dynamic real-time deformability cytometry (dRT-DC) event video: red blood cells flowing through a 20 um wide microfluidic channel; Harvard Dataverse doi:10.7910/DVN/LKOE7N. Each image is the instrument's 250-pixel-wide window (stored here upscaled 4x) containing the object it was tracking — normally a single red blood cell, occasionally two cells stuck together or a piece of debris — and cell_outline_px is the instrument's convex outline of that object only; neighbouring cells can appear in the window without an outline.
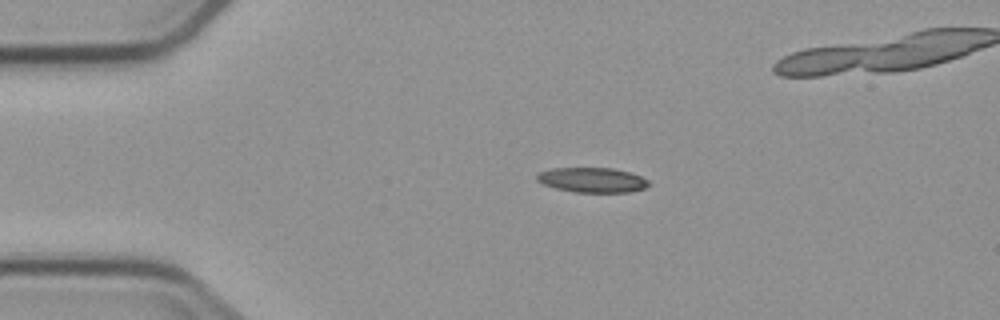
{"species": "common noctule bat (a hibernating species)", "species_latin": "Nyctalus noctula", "temperature_condition": "cold", "stored_images_in_passage": 4, "camera_frame_rate_fps": 3000, "um_per_image_px": 0.085, "animal": {"sex": "male", "body_mass_g": 23.1, "forearm_length_mm": 52.7}, "frame": {"image": 1, "passage_image": 2, "time_ms": 1.333, "image_size_px": [1000, 320], "cell_outline_px": [[652, 184], [644, 188], [628, 192], [572, 192], [556, 188], [544, 184], [536, 180], [536, 176], [540, 172], [552, 168], [612, 168], [628, 172], [640, 176], [648, 180]], "centroid_in_image_um": [50.34, 15.3], "position_along_channel_um": 34.7, "area_um2": 16.13}}